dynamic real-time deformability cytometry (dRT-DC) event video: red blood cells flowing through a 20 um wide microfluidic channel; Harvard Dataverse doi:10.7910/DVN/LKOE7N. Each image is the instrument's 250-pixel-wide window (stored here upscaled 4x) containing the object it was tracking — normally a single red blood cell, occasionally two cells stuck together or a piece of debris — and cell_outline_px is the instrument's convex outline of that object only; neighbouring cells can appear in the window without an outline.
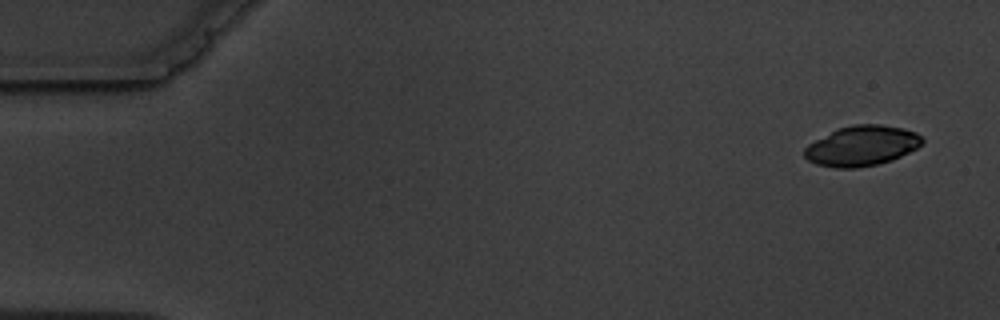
{"species": "common noctule bat (a hibernating species)", "species_latin": "Nyctalus noctula", "temperature_condition": "warm", "stored_images_in_passage": 5, "camera_frame_rate_fps": 3000, "um_per_image_px": 0.085, "animal": {"sex": "male", "body_mass_g": 19.5, "forearm_length_mm": 54.6}, "frame": {"image": 1, "passage_image": 1, "time_ms": 0.0, "image_size_px": [1000, 320], "cell_outline_px": [[924, 144], [892, 160], [876, 164], [856, 168], [836, 168], [816, 164], [808, 160], [804, 156], [804, 148], [808, 144], [836, 128], [852, 124], [880, 124], [904, 128], [916, 132], [924, 140]], "centroid_in_image_um": [73.24, 12.38], "position_along_channel_um": 11.8, "area_um2": 27.69}}